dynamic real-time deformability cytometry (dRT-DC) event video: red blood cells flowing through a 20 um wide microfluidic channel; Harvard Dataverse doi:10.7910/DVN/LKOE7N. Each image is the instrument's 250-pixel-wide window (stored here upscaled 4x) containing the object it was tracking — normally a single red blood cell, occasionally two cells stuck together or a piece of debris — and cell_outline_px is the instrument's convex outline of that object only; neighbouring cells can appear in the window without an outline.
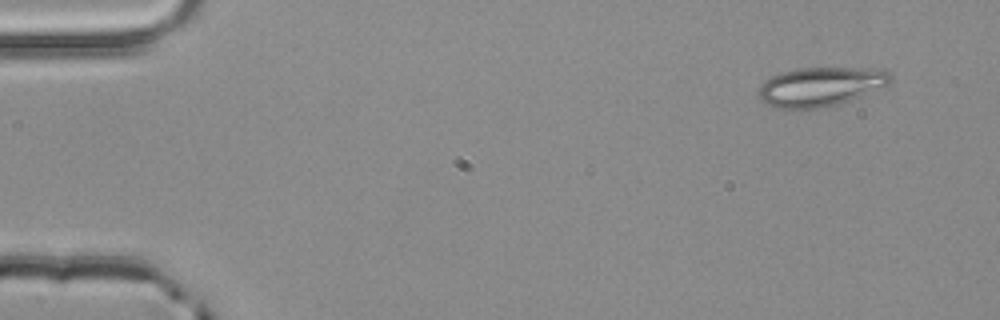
{"species": "common noctule bat (a hibernating species)", "species_latin": "Nyctalus noctula", "temperature_condition": "room temperature", "stored_images_in_passage": 4, "camera_frame_rate_fps": 3000, "um_per_image_px": 0.085, "animal": {"sex": "male", "body_mass_g": 20.4}, "frame": {"image": 1, "passage_image": 1, "time_ms": 0.0, "image_size_px": [1000, 320], "cell_outline_px": [[892, 80], [884, 88], [836, 104], [816, 108], [776, 108], [760, 100], [760, 84], [764, 80], [780, 72], [796, 68], [868, 68], [888, 72], [892, 76]], "centroid_in_image_um": [69.74, 7.35], "position_along_channel_um": 15.3, "area_um2": 29.82}}
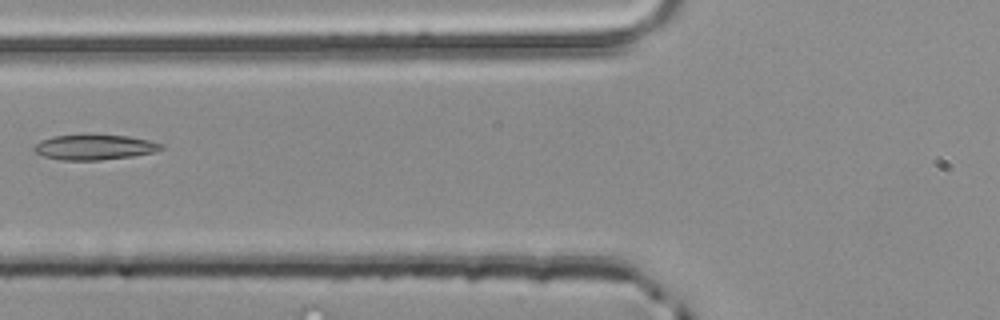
{"frame": {"image": 2, "passage_image": 4, "time_ms": 1.0, "image_size_px": [1000, 320], "cell_outline_px": [[164, 148], [152, 152], [132, 156], [100, 160], [60, 160], [44, 156], [36, 152], [32, 148], [40, 140], [52, 136], [128, 136], [148, 140], [164, 144]], "centroid_in_image_um": [8.02, 12.53], "position_along_channel_um": 117.8, "area_um2": 18.21}}